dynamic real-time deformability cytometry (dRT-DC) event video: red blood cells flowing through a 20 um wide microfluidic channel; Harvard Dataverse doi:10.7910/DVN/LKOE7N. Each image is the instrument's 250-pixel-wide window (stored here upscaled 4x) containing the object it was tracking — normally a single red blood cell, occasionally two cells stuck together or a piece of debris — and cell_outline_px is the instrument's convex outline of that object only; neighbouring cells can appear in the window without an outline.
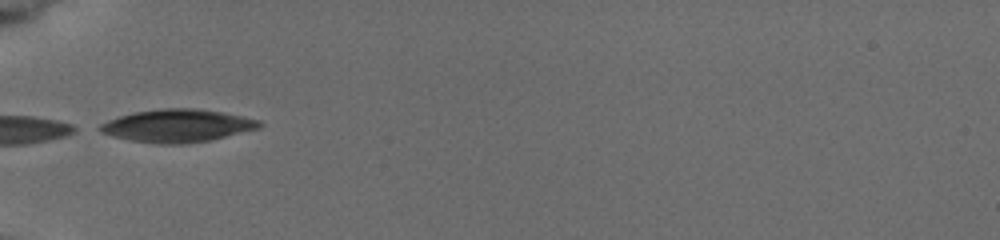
{"species": "common noctule bat (a hibernating species)", "species_latin": "Nyctalus noctula", "temperature_condition": "cold", "stored_images_in_passage": 9, "camera_frame_rate_fps": 3000, "um_per_image_px": 0.085, "animal": {"sex": "female", "body_mass_g": 19.5, "forearm_length_mm": 54.1}, "frame": {"image": 1, "passage_image": 7, "time_ms": 5.0, "image_size_px": [1000, 240], "cell_outline_px": [[264, 124], [260, 128], [208, 140], [184, 144], [160, 144], [132, 140], [112, 136], [100, 132], [92, 128], [108, 120], [132, 112], [160, 108], [196, 108], [220, 112], [260, 120]], "centroid_in_image_um": [15.02, 10.68], "position_along_channel_um": 70.0, "area_um2": 30.46}}